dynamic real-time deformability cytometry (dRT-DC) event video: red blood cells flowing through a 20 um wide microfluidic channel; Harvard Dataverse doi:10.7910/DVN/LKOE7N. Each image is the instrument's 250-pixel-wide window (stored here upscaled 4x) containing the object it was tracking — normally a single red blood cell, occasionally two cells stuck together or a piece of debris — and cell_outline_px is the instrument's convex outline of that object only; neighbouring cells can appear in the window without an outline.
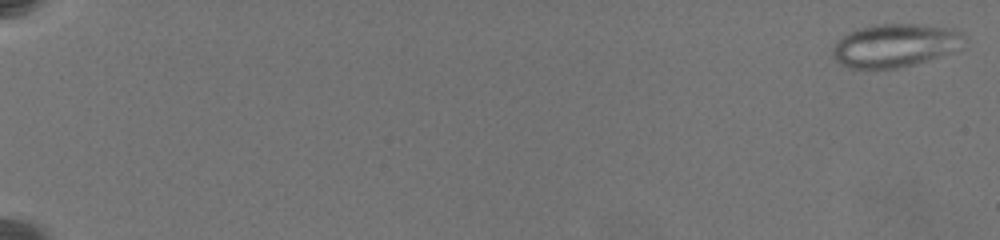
{"species": "common noctule bat (a hibernating species)", "species_latin": "Nyctalus noctula", "temperature_condition": "warm", "stored_images_in_passage": 50, "camera_frame_rate_fps": 3000, "um_per_image_px": 0.085, "animal": {"sex": "female", "body_mass_g": 19.5, "forearm_length_mm": 54.1}, "frame": {"image": 1, "passage_image": 3, "time_ms": 0.333, "image_size_px": [1000, 240], "cell_outline_px": [[968, 36], [960, 48], [912, 64], [896, 68], [848, 68], [840, 64], [832, 56], [832, 48], [848, 32], [856, 28], [876, 24], [916, 24], [956, 28], [964, 32]], "centroid_in_image_um": [76.1, 3.83], "position_along_channel_um": 8.9, "area_um2": 33.06}}
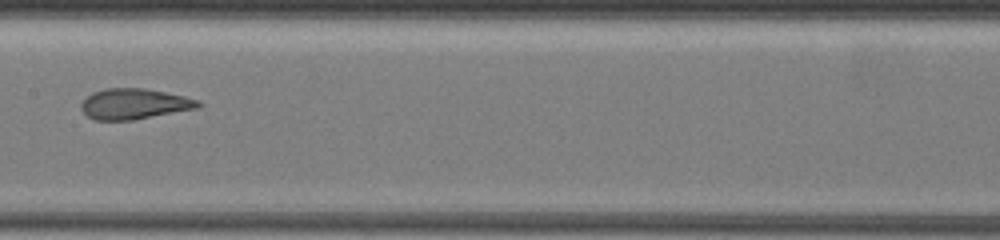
{"frame": {"image": 2, "passage_image": 27, "time_ms": 12.0, "image_size_px": [1000, 240], "cell_outline_px": [[204, 104], [196, 108], [132, 120], [96, 120], [88, 116], [80, 108], [80, 104], [92, 92], [104, 88], [144, 88], [184, 96], [200, 100]], "centroid_in_image_um": [11.4, 8.82], "position_along_channel_um": 196.0, "area_um2": 20.75}}
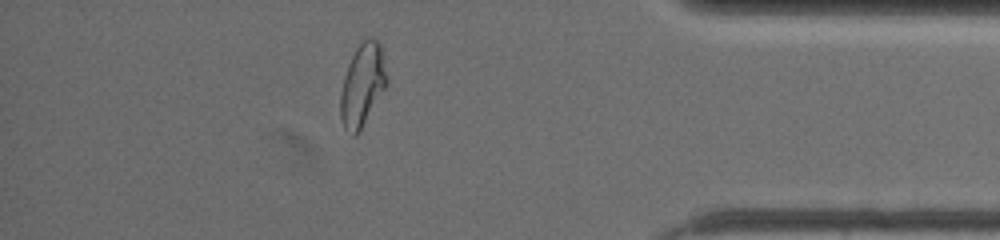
{"frame": {"image": 3, "passage_image": 42, "time_ms": 18.667, "image_size_px": [1000, 240], "cell_outline_px": [[388, 84], [356, 136], [352, 136], [344, 128], [340, 116], [340, 96], [344, 76], [348, 64], [356, 48], [368, 36], [372, 36], [380, 44], [388, 76]], "centroid_in_image_um": [30.81, 7.21], "position_along_channel_um": 404.4, "area_um2": 22.31}, "authors_computed_cell_mechanics": {"area_um2": 25.4898, "velocity_mm_per_s": 3.5114, "shape_relaxation_time_tau1_ms": null, "shape_relaxation_time_tau2_ms": 1.0528, "deformation_change_tau1": null, "deformation_change_tau2": 0.0891}}